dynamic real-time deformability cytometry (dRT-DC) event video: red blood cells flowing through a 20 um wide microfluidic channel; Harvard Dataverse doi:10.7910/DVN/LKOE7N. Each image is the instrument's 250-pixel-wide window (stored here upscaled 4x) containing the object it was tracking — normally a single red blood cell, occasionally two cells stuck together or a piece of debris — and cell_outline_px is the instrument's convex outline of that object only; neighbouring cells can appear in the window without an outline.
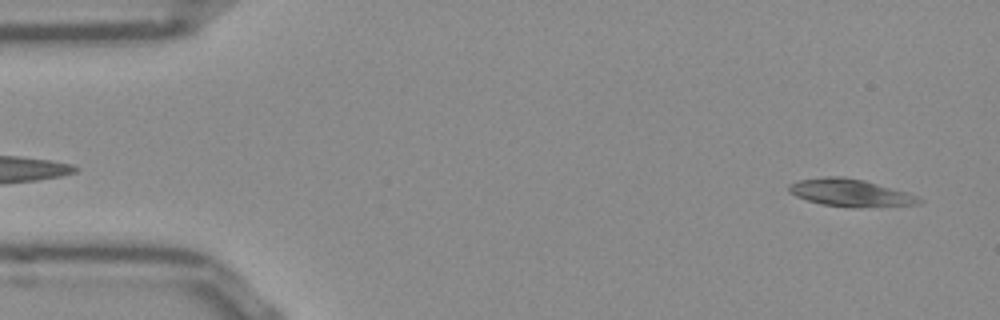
{"species": "Egyptian fruit bat (a non-hibernating species)", "species_latin": "Rousettus aegyptiacus", "temperature_condition": "room temperature", "stored_images_in_passage": 12, "camera_frame_rate_fps": 3000, "um_per_image_px": 0.085, "frame": {"image": 1, "passage_image": 2, "time_ms": 0.333, "image_size_px": [1000, 320], "cell_outline_px": [[924, 200], [920, 204], [856, 208], [852, 208], [824, 204], [808, 200], [796, 196], [788, 192], [788, 184], [796, 180], [828, 176], [844, 176], [864, 180], [904, 192], [916, 196]], "centroid_in_image_um": [72.24, 16.38], "position_along_channel_um": 12.8, "area_um2": 20.75}}